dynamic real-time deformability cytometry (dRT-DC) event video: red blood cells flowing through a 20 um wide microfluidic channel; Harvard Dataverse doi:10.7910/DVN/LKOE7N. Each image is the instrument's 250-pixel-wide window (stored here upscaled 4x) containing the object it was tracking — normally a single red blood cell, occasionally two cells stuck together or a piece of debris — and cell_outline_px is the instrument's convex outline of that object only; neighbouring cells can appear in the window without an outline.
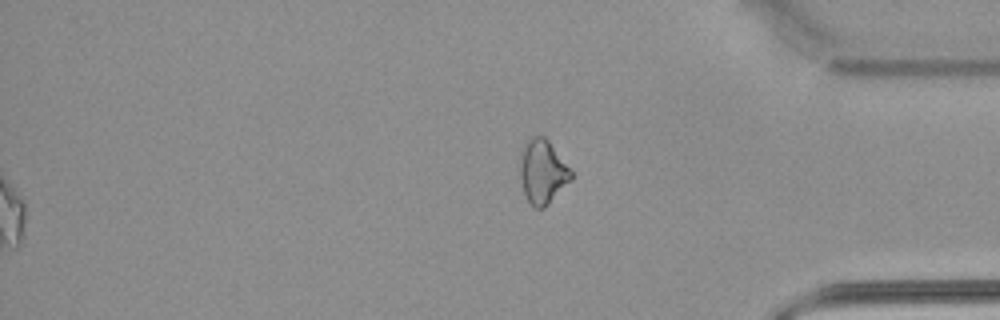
{"species": "common noctule bat (a hibernating species)", "species_latin": "Nyctalus noctula", "temperature_condition": "warm", "stored_images_in_passage": 56, "segment_of_instrument_passage": [2, 2], "camera_frame_rate_fps": 3000, "um_per_image_px": 0.085, "animal": {"sex": "male", "body_mass_g": 21.5, "forearm_length_mm": 52.0}, "frame": {"image": 1, "passage_image": 56, "time_ms": 18.333, "image_size_px": [1000, 320], "cell_outline_px": [[572, 180], [544, 208], [536, 208], [528, 200], [524, 192], [520, 176], [520, 168], [524, 144], [532, 136], [544, 136], [548, 140], [572, 172]], "centroid_in_image_um": [46.13, 14.61], "position_along_channel_um": 389.1, "area_um2": 18.61}}